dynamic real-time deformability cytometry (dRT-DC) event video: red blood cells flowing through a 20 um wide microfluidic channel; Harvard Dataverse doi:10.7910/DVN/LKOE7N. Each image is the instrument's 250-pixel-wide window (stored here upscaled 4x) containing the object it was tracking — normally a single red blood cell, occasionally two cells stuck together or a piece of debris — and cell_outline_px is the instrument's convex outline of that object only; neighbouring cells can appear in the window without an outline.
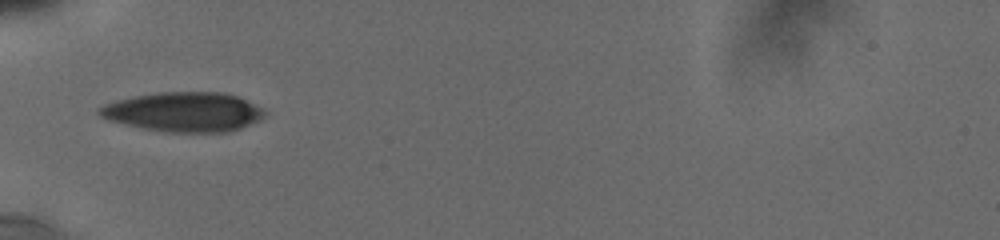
{"species": "human", "species_latin": "Homo sapiens", "temperature_condition": "cold", "stored_images_in_passage": 52, "camera_frame_rate_fps": 3000, "um_per_image_px": 0.085, "donor": {"sex": "male"}, "frame": {"image": 1, "passage_image": 1, "time_ms": 0.0, "image_size_px": [1000, 240], "cell_outline_px": [[264, 116], [260, 120], [240, 128], [224, 132], [168, 132], [144, 128], [108, 120], [100, 116], [96, 112], [96, 108], [104, 104], [116, 100], [136, 96], [160, 92], [220, 92], [236, 96], [260, 108], [264, 112]], "centroid_in_image_um": [15.56, 9.51], "position_along_channel_um": 69.4, "area_um2": 37.63}}
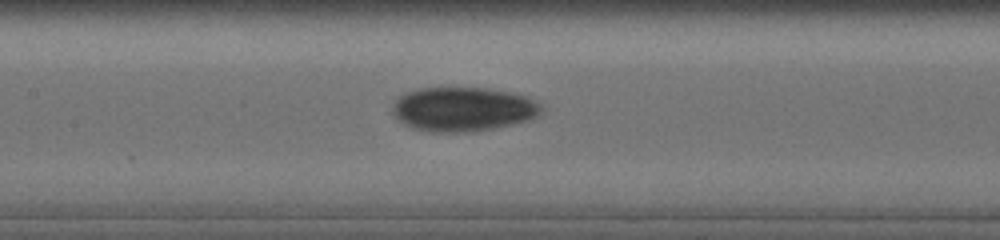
{"frame": {"image": 2, "passage_image": 20, "time_ms": 2.667, "image_size_px": [1000, 240], "cell_outline_px": [[544, 108], [540, 116], [532, 120], [472, 132], [432, 132], [412, 128], [404, 124], [392, 112], [392, 104], [404, 92], [416, 88], [488, 88], [528, 96], [544, 104]], "centroid_in_image_um": [39.41, 9.28], "position_along_channel_um": 168.0, "area_um2": 38.9}}
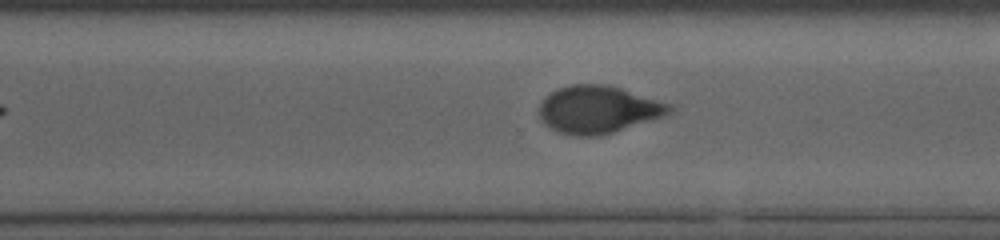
{"frame": {"image": 3, "passage_image": 47, "time_ms": 6.667, "image_size_px": [1000, 240], "cell_outline_px": [[676, 108], [672, 112], [664, 116], [612, 132], [596, 136], [576, 136], [556, 132], [544, 124], [540, 120], [540, 104], [552, 92], [568, 84], [608, 84], [668, 104]], "centroid_in_image_um": [50.82, 9.32], "position_along_channel_um": 319.8, "area_um2": 35.66}}